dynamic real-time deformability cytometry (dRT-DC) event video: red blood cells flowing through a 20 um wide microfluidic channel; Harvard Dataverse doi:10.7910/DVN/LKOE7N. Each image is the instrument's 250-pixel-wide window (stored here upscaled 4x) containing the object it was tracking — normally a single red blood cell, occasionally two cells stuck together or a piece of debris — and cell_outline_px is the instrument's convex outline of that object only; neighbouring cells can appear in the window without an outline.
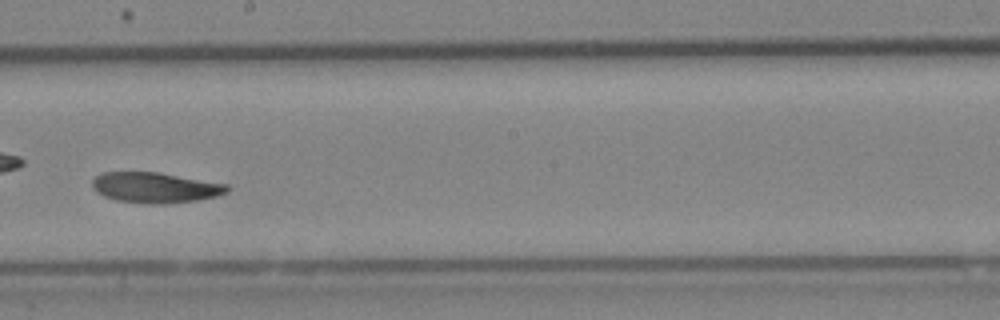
{"species": "Egyptian fruit bat (a non-hibernating species)", "species_latin": "Rousettus aegyptiacus", "temperature_condition": "cold", "stored_images_in_passage": 36, "camera_frame_rate_fps": 3000, "um_per_image_px": 0.085, "animal": {"sex": "female"}, "frame": {"image": 1, "passage_image": 16, "time_ms": 5.0, "image_size_px": [1000, 320], "cell_outline_px": [[232, 188], [228, 192], [216, 196], [196, 200], [164, 204], [152, 204], [116, 200], [104, 196], [96, 192], [92, 188], [92, 180], [96, 176], [104, 172], [156, 172], [228, 184]], "centroid_in_image_um": [13.2, 15.94], "position_along_channel_um": 235.0, "area_um2": 23.93}, "authors_computed_cell_mechanics": {"area_um2": 24.1315, "velocity_mm_per_s": 4.1775, "shape_relaxation_time_tau1_ms": 8.0547, "shape_relaxation_time_tau2_ms": null, "deformation_change_tau1": 0.1679, "deformation_change_tau2": null}}